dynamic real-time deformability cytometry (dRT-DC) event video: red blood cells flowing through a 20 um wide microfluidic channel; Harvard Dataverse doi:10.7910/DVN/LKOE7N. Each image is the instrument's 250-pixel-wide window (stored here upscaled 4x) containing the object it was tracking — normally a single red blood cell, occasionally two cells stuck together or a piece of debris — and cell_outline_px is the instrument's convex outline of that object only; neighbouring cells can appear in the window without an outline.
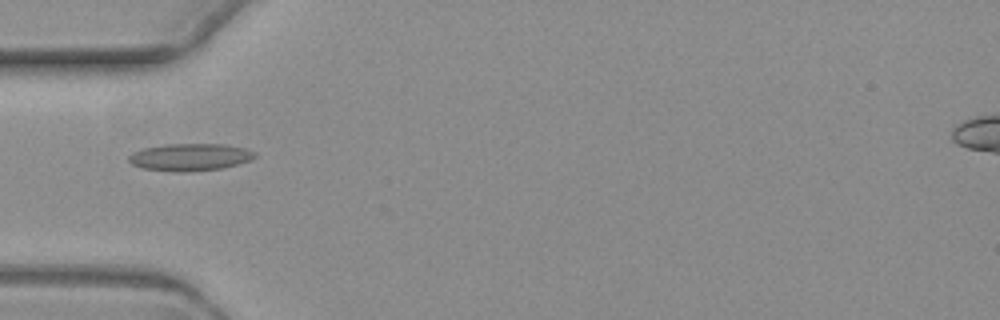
{"species": "common noctule bat (a hibernating species)", "species_latin": "Nyctalus noctula", "temperature_condition": "warm", "stored_images_in_passage": 6, "camera_frame_rate_fps": 3000, "um_per_image_px": 0.085, "animal": {"sex": "female", "body_mass_g": 19.3, "forearm_length_mm": 54.1}, "frame": {"image": 1, "passage_image": 1, "time_ms": 0.0, "image_size_px": [1000, 320], "cell_outline_px": [[256, 156], [252, 160], [220, 168], [184, 172], [176, 172], [144, 168], [132, 164], [128, 160], [128, 156], [132, 152], [144, 148], [164, 144], [224, 144], [244, 148], [256, 152]], "centroid_in_image_um": [16.14, 13.34], "position_along_channel_um": 68.9, "area_um2": 19.94}}
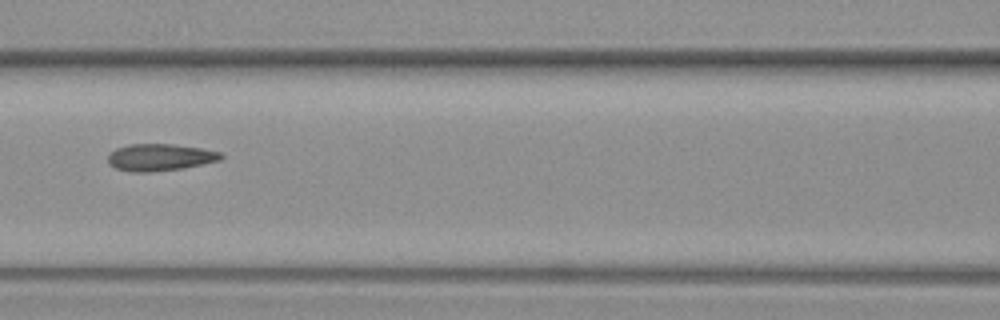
{"frame": {"image": 2, "passage_image": 3, "time_ms": 2.333, "image_size_px": [1000, 320], "cell_outline_px": [[224, 156], [220, 160], [180, 168], [144, 172], [132, 172], [116, 168], [108, 164], [108, 156], [116, 148], [128, 144], [172, 144], [200, 148], [220, 152]], "centroid_in_image_um": [13.56, 13.36], "position_along_channel_um": 153.0, "area_um2": 17.46}}
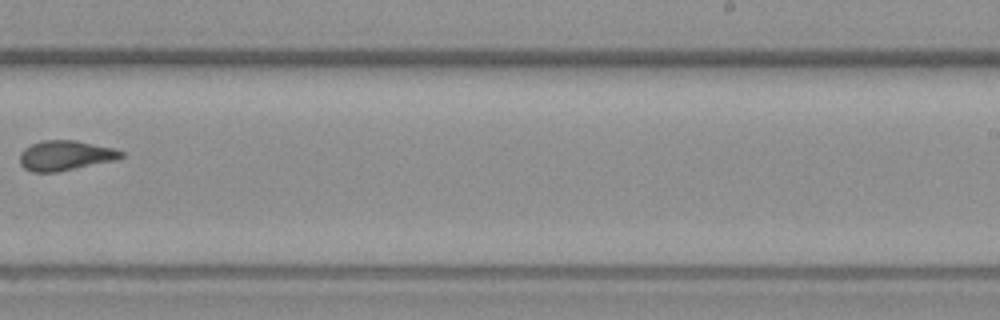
{"frame": {"image": 3, "passage_image": 6, "time_ms": 6.0, "image_size_px": [1000, 320], "cell_outline_px": [[124, 156], [116, 160], [56, 172], [32, 172], [24, 168], [20, 164], [20, 152], [24, 148], [32, 144], [44, 140], [76, 140], [112, 148], [124, 152]], "centroid_in_image_um": [5.54, 13.22], "position_along_channel_um": 283.5, "area_um2": 17.63}}